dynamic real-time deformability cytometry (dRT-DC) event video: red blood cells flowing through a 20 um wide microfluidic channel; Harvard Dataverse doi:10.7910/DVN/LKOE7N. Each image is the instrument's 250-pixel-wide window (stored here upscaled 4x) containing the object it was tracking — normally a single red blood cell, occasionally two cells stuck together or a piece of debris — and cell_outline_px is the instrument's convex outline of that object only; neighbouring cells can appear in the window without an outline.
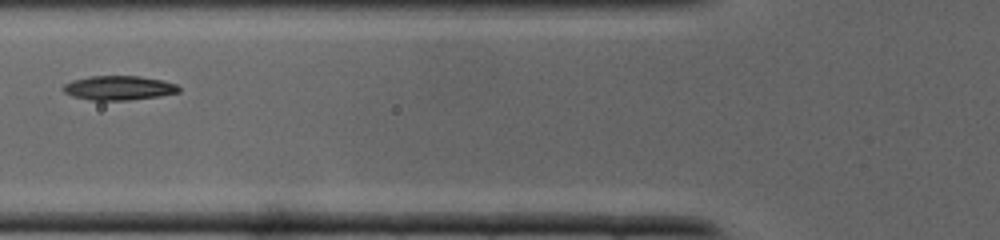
{"species": "common noctule bat (a hibernating species)", "species_latin": "Nyctalus noctula", "temperature_condition": "cold", "stored_images_in_passage": 25, "camera_frame_rate_fps": 3000, "um_per_image_px": 0.085, "animal": {"sex": "male", "body_mass_g": 19.0, "forearm_length_mm": 50.8}, "frame": {"image": 1, "passage_image": 4, "time_ms": 1.0, "image_size_px": [1000, 240], "cell_outline_px": [[180, 92], [160, 96], [128, 100], [92, 100], [72, 96], [64, 92], [64, 84], [72, 80], [88, 76], [140, 76], [164, 80], [176, 84], [180, 88]], "centroid_in_image_um": [10.12, 7.46], "position_along_channel_um": 115.7, "area_um2": 16.42}}
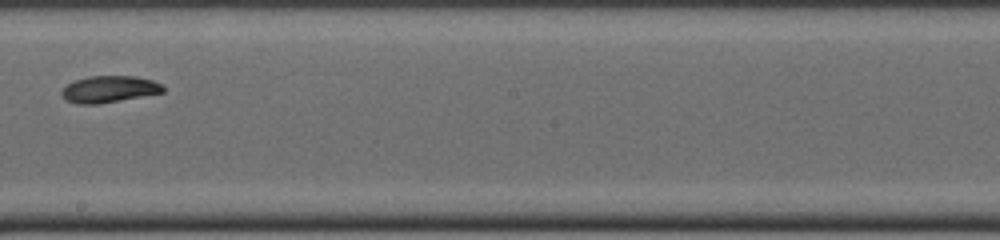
{"frame": {"image": 2, "passage_image": 11, "time_ms": 3.333, "image_size_px": [1000, 240], "cell_outline_px": [[164, 92], [96, 104], [76, 104], [68, 100], [60, 92], [68, 84], [76, 80], [88, 76], [136, 76], [152, 80], [164, 84]], "centroid_in_image_um": [9.31, 7.57], "position_along_channel_um": 238.9, "area_um2": 15.55}}
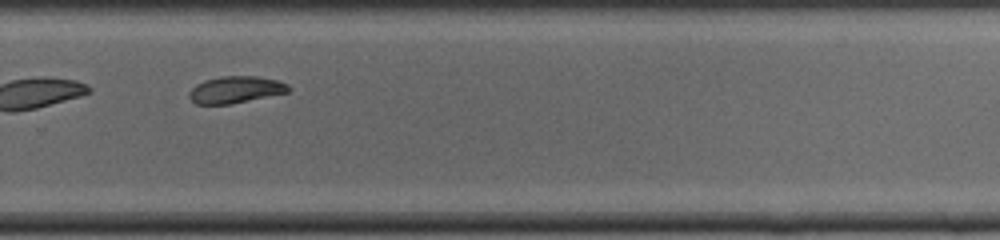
{"frame": {"image": 3, "passage_image": 15, "time_ms": 4.667, "image_size_px": [1000, 240], "cell_outline_px": [[288, 92], [232, 104], [196, 104], [188, 96], [188, 92], [196, 84], [204, 80], [220, 76], [256, 76], [276, 80], [288, 84]], "centroid_in_image_um": [19.98, 7.62], "position_along_channel_um": 309.8, "area_um2": 15.49}}